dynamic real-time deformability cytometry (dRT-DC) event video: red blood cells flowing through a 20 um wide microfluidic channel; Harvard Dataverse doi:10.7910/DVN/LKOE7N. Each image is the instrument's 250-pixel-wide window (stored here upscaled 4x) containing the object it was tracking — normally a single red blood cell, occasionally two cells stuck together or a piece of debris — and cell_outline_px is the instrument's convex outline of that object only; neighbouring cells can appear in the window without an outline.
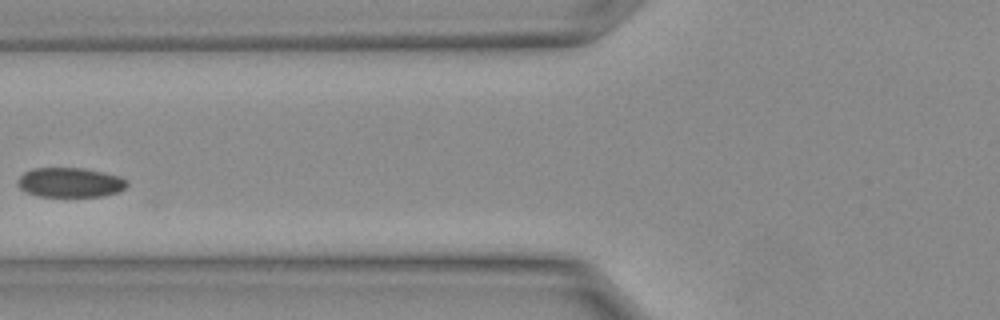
{"species": "Egyptian fruit bat (a non-hibernating species)", "species_latin": "Rousettus aegyptiacus", "temperature_condition": "warm", "stored_images_in_passage": 21, "camera_frame_rate_fps": 3000, "um_per_image_px": 0.085, "animal": {"sex": "female"}, "frame": {"image": 1, "passage_image": 4, "time_ms": 1.0, "image_size_px": [1000, 320], "cell_outline_px": [[128, 184], [124, 188], [116, 192], [100, 196], [40, 196], [28, 192], [20, 188], [16, 180], [24, 172], [32, 168], [84, 168], [120, 176], [128, 180]], "centroid_in_image_um": [5.95, 15.49], "position_along_channel_um": 119.8, "area_um2": 18.73}}
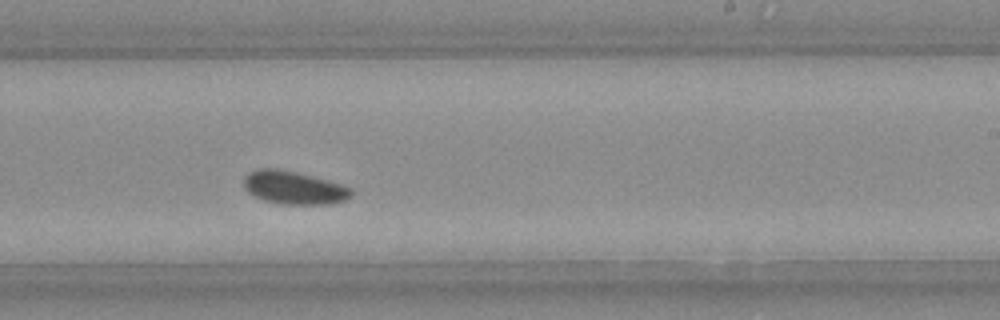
{"frame": {"image": 2, "passage_image": 10, "time_ms": 3.0, "image_size_px": [1000, 320], "cell_outline_px": [[352, 196], [344, 200], [332, 204], [280, 204], [264, 200], [252, 196], [244, 188], [244, 176], [260, 168], [276, 168], [296, 172], [340, 184], [352, 188]], "centroid_in_image_um": [24.96, 15.96], "position_along_channel_um": 264.0, "area_um2": 20.63}}
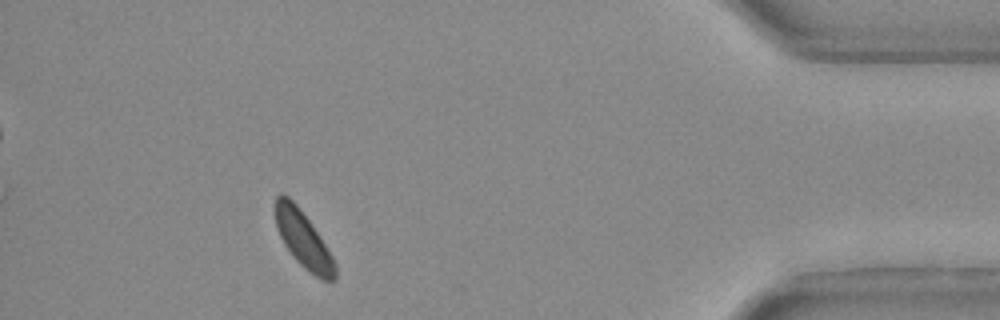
{"frame": {"image": 3, "passage_image": 18, "time_ms": 5.667, "image_size_px": [1000, 320], "cell_outline_px": [[336, 280], [324, 280], [316, 276], [304, 268], [296, 260], [284, 244], [276, 228], [272, 208], [272, 204], [276, 196], [288, 196], [296, 204], [320, 236], [332, 256], [336, 264]], "centroid_in_image_um": [25.73, 20.33], "position_along_channel_um": 409.5, "area_um2": 19.65}}